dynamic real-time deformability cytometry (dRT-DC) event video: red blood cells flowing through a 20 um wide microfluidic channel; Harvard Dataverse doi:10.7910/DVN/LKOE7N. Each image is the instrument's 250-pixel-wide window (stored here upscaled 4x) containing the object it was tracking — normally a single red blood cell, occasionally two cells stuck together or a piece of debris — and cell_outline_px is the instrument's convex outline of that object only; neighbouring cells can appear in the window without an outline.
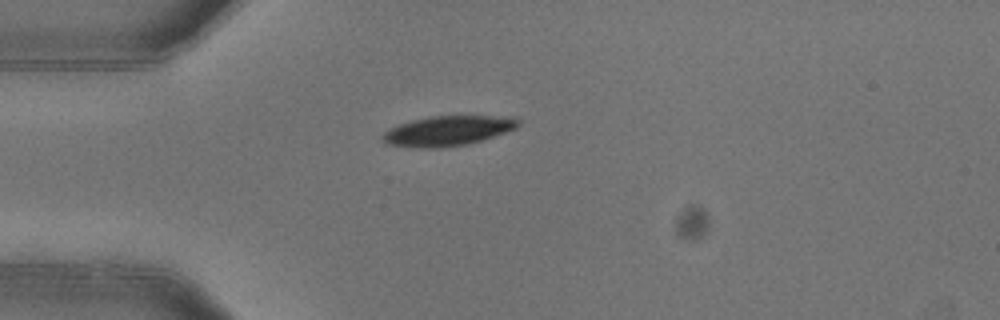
{"species": "common noctule bat (a hibernating species)", "species_latin": "Nyctalus noctula", "temperature_condition": "warm", "stored_images_in_passage": 1, "camera_frame_rate_fps": 3000, "um_per_image_px": 0.085, "animal": {"sex": "female"}, "frame": {"image": 1, "passage_image": 1, "time_ms": 0.0, "image_size_px": [1000, 320], "cell_outline_px": [[520, 124], [516, 128], [468, 144], [440, 148], [424, 148], [388, 144], [380, 136], [384, 132], [400, 124], [412, 120], [432, 116], [516, 116], [520, 120]], "centroid_in_image_um": [38.1, 11.11], "position_along_channel_um": 46.9, "area_um2": 23.41}}